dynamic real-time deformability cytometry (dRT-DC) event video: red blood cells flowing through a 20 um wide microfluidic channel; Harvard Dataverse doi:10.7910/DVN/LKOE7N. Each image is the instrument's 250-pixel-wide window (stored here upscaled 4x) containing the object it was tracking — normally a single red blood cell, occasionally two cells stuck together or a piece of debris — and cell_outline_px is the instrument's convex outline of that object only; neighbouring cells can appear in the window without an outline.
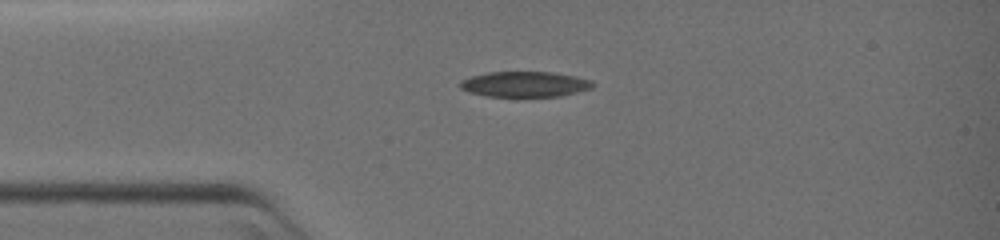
{"species": "common noctule bat (a hibernating species)", "species_latin": "Nyctalus noctula", "temperature_condition": "warm", "stored_images_in_passage": 46, "camera_frame_rate_fps": 3000, "um_per_image_px": 0.085, "animal": {"sex": "female", "body_mass_g": 19.0, "forearm_length_mm": 51.5}, "frame": {"image": 1, "passage_image": 1, "time_ms": 0.0, "image_size_px": [1000, 240], "cell_outline_px": [[596, 84], [592, 88], [560, 96], [516, 100], [484, 96], [468, 92], [460, 88], [460, 80], [472, 76], [488, 72], [556, 72], [576, 76], [592, 80]], "centroid_in_image_um": [44.6, 7.21], "position_along_channel_um": 40.4, "area_um2": 20.87}}
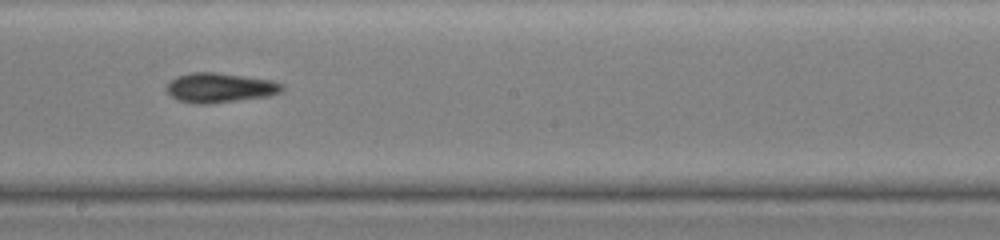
{"frame": {"image": 2, "passage_image": 20, "time_ms": 6.333, "image_size_px": [1000, 240], "cell_outline_px": [[284, 92], [268, 96], [208, 104], [196, 104], [176, 100], [164, 88], [176, 76], [192, 72], [216, 72], [272, 80], [284, 84]], "centroid_in_image_um": [18.7, 7.46], "position_along_channel_um": 229.5, "area_um2": 20.11}}
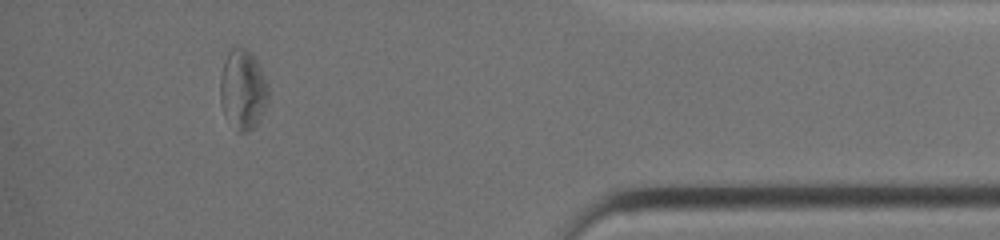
{"frame": {"image": 3, "passage_image": 40, "time_ms": 13.0, "image_size_px": [1000, 240], "cell_outline_px": [[268, 96], [264, 108], [256, 124], [248, 132], [236, 132], [224, 116], [220, 100], [220, 76], [224, 60], [228, 52], [232, 48], [244, 48], [252, 52], [268, 84]], "centroid_in_image_um": [20.61, 7.63], "position_along_channel_um": 414.6, "area_um2": 22.43}}